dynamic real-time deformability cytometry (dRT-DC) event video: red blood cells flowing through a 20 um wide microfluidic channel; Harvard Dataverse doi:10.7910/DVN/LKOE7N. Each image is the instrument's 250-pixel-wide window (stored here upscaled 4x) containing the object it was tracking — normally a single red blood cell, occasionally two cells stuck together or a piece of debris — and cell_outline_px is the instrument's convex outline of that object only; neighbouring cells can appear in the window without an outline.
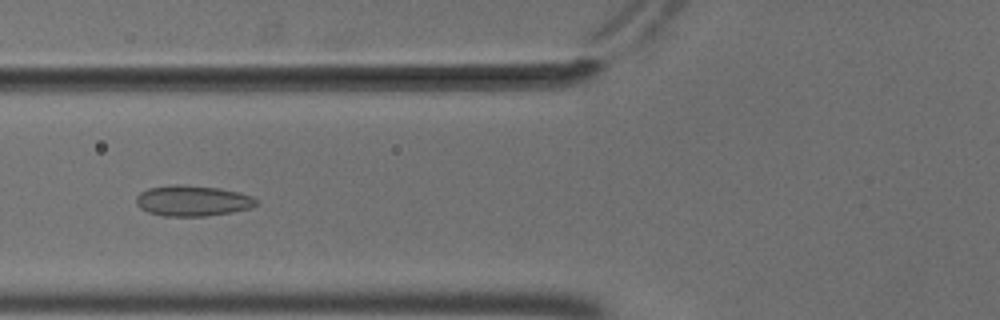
{"species": "common noctule bat (a hibernating species)", "species_latin": "Nyctalus noctula", "temperature_condition": "cold", "stored_images_in_passage": 55, "camera_frame_rate_fps": 3000, "um_per_image_px": 0.085, "animal": {"sex": "male", "body_mass_g": 18.8}, "frame": {"image": 1, "passage_image": 22, "time_ms": 7.0, "image_size_px": [1000, 320], "cell_outline_px": [[256, 204], [252, 208], [232, 212], [204, 216], [164, 216], [148, 212], [140, 208], [136, 204], [136, 196], [140, 192], [148, 188], [168, 184], [176, 184], [220, 188], [252, 196], [256, 200]], "centroid_in_image_um": [16.32, 17.06], "position_along_channel_um": 109.5, "area_um2": 21.5}}
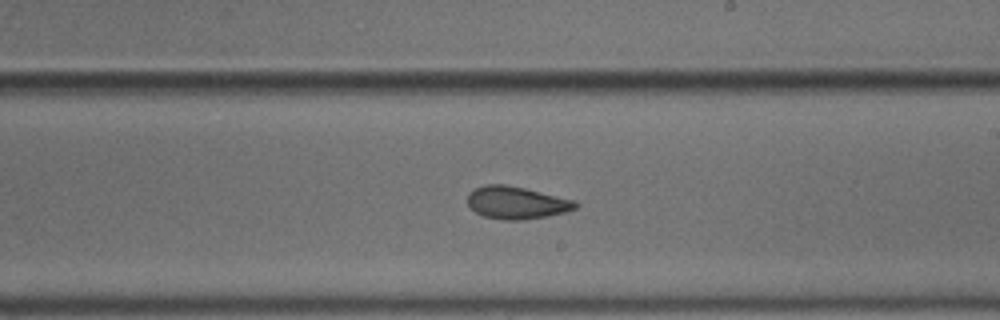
{"frame": {"image": 2, "passage_image": 33, "time_ms": 10.667, "image_size_px": [1000, 320], "cell_outline_px": [[580, 204], [576, 208], [564, 212], [548, 216], [524, 220], [504, 220], [484, 216], [476, 212], [468, 204], [468, 192], [484, 184], [504, 184], [524, 188], [576, 200]], "centroid_in_image_um": [43.92, 17.23], "position_along_channel_um": 245.1, "area_um2": 20.46}}
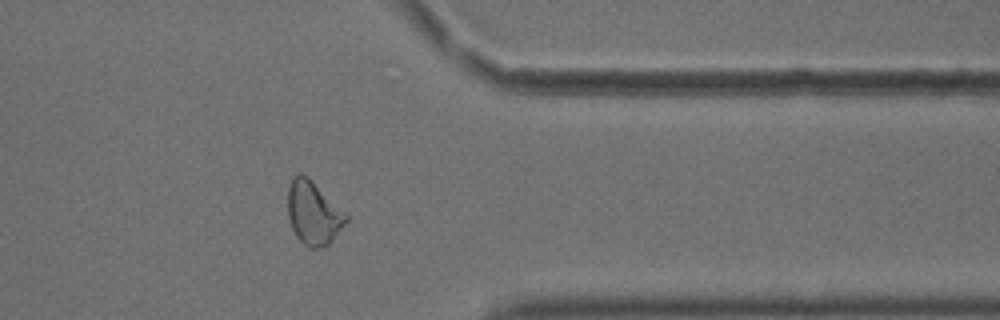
{"frame": {"image": 3, "passage_image": 45, "time_ms": 14.667, "image_size_px": [1000, 320], "cell_outline_px": [[348, 220], [332, 240], [324, 248], [308, 248], [296, 236], [292, 228], [288, 216], [288, 188], [292, 176], [300, 172], [308, 176], [348, 216]], "centroid_in_image_um": [26.61, 18.1], "position_along_channel_um": 384.8, "area_um2": 21.44}, "authors_computed_cell_mechanics": {"area_um2": 21.5594, "velocity_mm_per_s": 3.6922, "shape_relaxation_time_tau1_ms": null, "shape_relaxation_time_tau2_ms": 3.1033, "deformation_change_tau1": null, "deformation_change_tau2": 0.0844}}